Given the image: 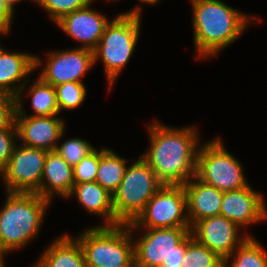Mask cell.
Returning a JSON list of instances; mask_svg holds the SVG:
<instances>
[{
    "mask_svg": "<svg viewBox=\"0 0 267 267\" xmlns=\"http://www.w3.org/2000/svg\"><path fill=\"white\" fill-rule=\"evenodd\" d=\"M184 254H172L164 260L160 267H183Z\"/></svg>",
    "mask_w": 267,
    "mask_h": 267,
    "instance_id": "obj_32",
    "label": "cell"
},
{
    "mask_svg": "<svg viewBox=\"0 0 267 267\" xmlns=\"http://www.w3.org/2000/svg\"><path fill=\"white\" fill-rule=\"evenodd\" d=\"M47 152L16 144L9 162L0 172L5 190L10 193L39 194Z\"/></svg>",
    "mask_w": 267,
    "mask_h": 267,
    "instance_id": "obj_9",
    "label": "cell"
},
{
    "mask_svg": "<svg viewBox=\"0 0 267 267\" xmlns=\"http://www.w3.org/2000/svg\"><path fill=\"white\" fill-rule=\"evenodd\" d=\"M3 256H4V254L0 250V262H5V261H3L4 260Z\"/></svg>",
    "mask_w": 267,
    "mask_h": 267,
    "instance_id": "obj_35",
    "label": "cell"
},
{
    "mask_svg": "<svg viewBox=\"0 0 267 267\" xmlns=\"http://www.w3.org/2000/svg\"><path fill=\"white\" fill-rule=\"evenodd\" d=\"M41 64L42 59L33 54L8 52L0 45V92L16 96L17 101H22L28 82L25 79Z\"/></svg>",
    "mask_w": 267,
    "mask_h": 267,
    "instance_id": "obj_16",
    "label": "cell"
},
{
    "mask_svg": "<svg viewBox=\"0 0 267 267\" xmlns=\"http://www.w3.org/2000/svg\"><path fill=\"white\" fill-rule=\"evenodd\" d=\"M95 149L92 144L82 138H70L57 145L55 152L71 166L78 164L84 157Z\"/></svg>",
    "mask_w": 267,
    "mask_h": 267,
    "instance_id": "obj_26",
    "label": "cell"
},
{
    "mask_svg": "<svg viewBox=\"0 0 267 267\" xmlns=\"http://www.w3.org/2000/svg\"><path fill=\"white\" fill-rule=\"evenodd\" d=\"M126 161L110 148H102L95 181L113 195L125 175Z\"/></svg>",
    "mask_w": 267,
    "mask_h": 267,
    "instance_id": "obj_21",
    "label": "cell"
},
{
    "mask_svg": "<svg viewBox=\"0 0 267 267\" xmlns=\"http://www.w3.org/2000/svg\"><path fill=\"white\" fill-rule=\"evenodd\" d=\"M14 14L5 1L0 0V31L4 34H7L11 30Z\"/></svg>",
    "mask_w": 267,
    "mask_h": 267,
    "instance_id": "obj_31",
    "label": "cell"
},
{
    "mask_svg": "<svg viewBox=\"0 0 267 267\" xmlns=\"http://www.w3.org/2000/svg\"><path fill=\"white\" fill-rule=\"evenodd\" d=\"M239 229L231 220L217 215L197 221L191 227V233L199 243L225 260L249 237L248 234L241 237Z\"/></svg>",
    "mask_w": 267,
    "mask_h": 267,
    "instance_id": "obj_13",
    "label": "cell"
},
{
    "mask_svg": "<svg viewBox=\"0 0 267 267\" xmlns=\"http://www.w3.org/2000/svg\"><path fill=\"white\" fill-rule=\"evenodd\" d=\"M16 96L0 92V129L16 128Z\"/></svg>",
    "mask_w": 267,
    "mask_h": 267,
    "instance_id": "obj_29",
    "label": "cell"
},
{
    "mask_svg": "<svg viewBox=\"0 0 267 267\" xmlns=\"http://www.w3.org/2000/svg\"><path fill=\"white\" fill-rule=\"evenodd\" d=\"M141 7L116 15L104 30L96 48L93 50L94 63L100 58L108 82V90L127 65L137 44L141 25Z\"/></svg>",
    "mask_w": 267,
    "mask_h": 267,
    "instance_id": "obj_4",
    "label": "cell"
},
{
    "mask_svg": "<svg viewBox=\"0 0 267 267\" xmlns=\"http://www.w3.org/2000/svg\"><path fill=\"white\" fill-rule=\"evenodd\" d=\"M144 230L146 233L134 241L136 267H160L172 254H185L191 227Z\"/></svg>",
    "mask_w": 267,
    "mask_h": 267,
    "instance_id": "obj_10",
    "label": "cell"
},
{
    "mask_svg": "<svg viewBox=\"0 0 267 267\" xmlns=\"http://www.w3.org/2000/svg\"><path fill=\"white\" fill-rule=\"evenodd\" d=\"M4 1H5V3L9 6V8H10L13 12H15V8H14L15 3H18V2H20V1H22V0H4ZM30 1H33V2H34V0H30Z\"/></svg>",
    "mask_w": 267,
    "mask_h": 267,
    "instance_id": "obj_33",
    "label": "cell"
},
{
    "mask_svg": "<svg viewBox=\"0 0 267 267\" xmlns=\"http://www.w3.org/2000/svg\"><path fill=\"white\" fill-rule=\"evenodd\" d=\"M34 267H86L82 246L66 233L45 249Z\"/></svg>",
    "mask_w": 267,
    "mask_h": 267,
    "instance_id": "obj_19",
    "label": "cell"
},
{
    "mask_svg": "<svg viewBox=\"0 0 267 267\" xmlns=\"http://www.w3.org/2000/svg\"><path fill=\"white\" fill-rule=\"evenodd\" d=\"M46 56L48 58L38 76L52 86L81 82V77L95 65L93 50L82 47L46 52Z\"/></svg>",
    "mask_w": 267,
    "mask_h": 267,
    "instance_id": "obj_12",
    "label": "cell"
},
{
    "mask_svg": "<svg viewBox=\"0 0 267 267\" xmlns=\"http://www.w3.org/2000/svg\"><path fill=\"white\" fill-rule=\"evenodd\" d=\"M193 39L198 58L215 57L234 43L256 18L220 0H191Z\"/></svg>",
    "mask_w": 267,
    "mask_h": 267,
    "instance_id": "obj_2",
    "label": "cell"
},
{
    "mask_svg": "<svg viewBox=\"0 0 267 267\" xmlns=\"http://www.w3.org/2000/svg\"><path fill=\"white\" fill-rule=\"evenodd\" d=\"M141 1V3H145V4H148V5H154L155 3H158L159 0H139Z\"/></svg>",
    "mask_w": 267,
    "mask_h": 267,
    "instance_id": "obj_34",
    "label": "cell"
},
{
    "mask_svg": "<svg viewBox=\"0 0 267 267\" xmlns=\"http://www.w3.org/2000/svg\"><path fill=\"white\" fill-rule=\"evenodd\" d=\"M93 0H34L41 9L43 8L53 22L59 21L62 17L75 10L84 8Z\"/></svg>",
    "mask_w": 267,
    "mask_h": 267,
    "instance_id": "obj_27",
    "label": "cell"
},
{
    "mask_svg": "<svg viewBox=\"0 0 267 267\" xmlns=\"http://www.w3.org/2000/svg\"><path fill=\"white\" fill-rule=\"evenodd\" d=\"M16 141L17 128L0 129V172L9 162Z\"/></svg>",
    "mask_w": 267,
    "mask_h": 267,
    "instance_id": "obj_30",
    "label": "cell"
},
{
    "mask_svg": "<svg viewBox=\"0 0 267 267\" xmlns=\"http://www.w3.org/2000/svg\"><path fill=\"white\" fill-rule=\"evenodd\" d=\"M128 224L95 226L76 238L82 246L86 267H132L134 237Z\"/></svg>",
    "mask_w": 267,
    "mask_h": 267,
    "instance_id": "obj_5",
    "label": "cell"
},
{
    "mask_svg": "<svg viewBox=\"0 0 267 267\" xmlns=\"http://www.w3.org/2000/svg\"><path fill=\"white\" fill-rule=\"evenodd\" d=\"M31 98L33 116H53L60 114L54 86L44 82L39 76L27 88Z\"/></svg>",
    "mask_w": 267,
    "mask_h": 267,
    "instance_id": "obj_23",
    "label": "cell"
},
{
    "mask_svg": "<svg viewBox=\"0 0 267 267\" xmlns=\"http://www.w3.org/2000/svg\"><path fill=\"white\" fill-rule=\"evenodd\" d=\"M6 193L0 210V250L4 255L24 248L38 235L51 203L37 193Z\"/></svg>",
    "mask_w": 267,
    "mask_h": 267,
    "instance_id": "obj_3",
    "label": "cell"
},
{
    "mask_svg": "<svg viewBox=\"0 0 267 267\" xmlns=\"http://www.w3.org/2000/svg\"><path fill=\"white\" fill-rule=\"evenodd\" d=\"M203 144L198 151L197 179L224 192L249 185L241 162L225 149L221 138H213Z\"/></svg>",
    "mask_w": 267,
    "mask_h": 267,
    "instance_id": "obj_7",
    "label": "cell"
},
{
    "mask_svg": "<svg viewBox=\"0 0 267 267\" xmlns=\"http://www.w3.org/2000/svg\"><path fill=\"white\" fill-rule=\"evenodd\" d=\"M183 186L191 227L204 218L220 215L224 191L201 182L195 176Z\"/></svg>",
    "mask_w": 267,
    "mask_h": 267,
    "instance_id": "obj_17",
    "label": "cell"
},
{
    "mask_svg": "<svg viewBox=\"0 0 267 267\" xmlns=\"http://www.w3.org/2000/svg\"><path fill=\"white\" fill-rule=\"evenodd\" d=\"M224 267H267V252L260 242L249 236L224 260Z\"/></svg>",
    "mask_w": 267,
    "mask_h": 267,
    "instance_id": "obj_22",
    "label": "cell"
},
{
    "mask_svg": "<svg viewBox=\"0 0 267 267\" xmlns=\"http://www.w3.org/2000/svg\"><path fill=\"white\" fill-rule=\"evenodd\" d=\"M5 262H0V267H5Z\"/></svg>",
    "mask_w": 267,
    "mask_h": 267,
    "instance_id": "obj_36",
    "label": "cell"
},
{
    "mask_svg": "<svg viewBox=\"0 0 267 267\" xmlns=\"http://www.w3.org/2000/svg\"><path fill=\"white\" fill-rule=\"evenodd\" d=\"M101 157V149H94L78 164L73 166L74 184L95 182Z\"/></svg>",
    "mask_w": 267,
    "mask_h": 267,
    "instance_id": "obj_28",
    "label": "cell"
},
{
    "mask_svg": "<svg viewBox=\"0 0 267 267\" xmlns=\"http://www.w3.org/2000/svg\"><path fill=\"white\" fill-rule=\"evenodd\" d=\"M59 112L80 107L86 98V88L83 82H66L54 86Z\"/></svg>",
    "mask_w": 267,
    "mask_h": 267,
    "instance_id": "obj_25",
    "label": "cell"
},
{
    "mask_svg": "<svg viewBox=\"0 0 267 267\" xmlns=\"http://www.w3.org/2000/svg\"><path fill=\"white\" fill-rule=\"evenodd\" d=\"M23 101H17L15 125L17 139L22 145L55 151L58 141L65 134L66 124L60 117L27 115L22 106Z\"/></svg>",
    "mask_w": 267,
    "mask_h": 267,
    "instance_id": "obj_11",
    "label": "cell"
},
{
    "mask_svg": "<svg viewBox=\"0 0 267 267\" xmlns=\"http://www.w3.org/2000/svg\"><path fill=\"white\" fill-rule=\"evenodd\" d=\"M74 195L88 213L103 217L105 224L101 226H115L112 194L100 184L96 181L74 184L67 198Z\"/></svg>",
    "mask_w": 267,
    "mask_h": 267,
    "instance_id": "obj_20",
    "label": "cell"
},
{
    "mask_svg": "<svg viewBox=\"0 0 267 267\" xmlns=\"http://www.w3.org/2000/svg\"><path fill=\"white\" fill-rule=\"evenodd\" d=\"M128 225L133 233L139 229L191 227L184 186L164 184Z\"/></svg>",
    "mask_w": 267,
    "mask_h": 267,
    "instance_id": "obj_8",
    "label": "cell"
},
{
    "mask_svg": "<svg viewBox=\"0 0 267 267\" xmlns=\"http://www.w3.org/2000/svg\"><path fill=\"white\" fill-rule=\"evenodd\" d=\"M183 267H224V260L206 246L199 243L190 233L183 258Z\"/></svg>",
    "mask_w": 267,
    "mask_h": 267,
    "instance_id": "obj_24",
    "label": "cell"
},
{
    "mask_svg": "<svg viewBox=\"0 0 267 267\" xmlns=\"http://www.w3.org/2000/svg\"><path fill=\"white\" fill-rule=\"evenodd\" d=\"M163 185L139 155V159L127 167L119 187L112 195L115 226L133 222Z\"/></svg>",
    "mask_w": 267,
    "mask_h": 267,
    "instance_id": "obj_6",
    "label": "cell"
},
{
    "mask_svg": "<svg viewBox=\"0 0 267 267\" xmlns=\"http://www.w3.org/2000/svg\"><path fill=\"white\" fill-rule=\"evenodd\" d=\"M73 185V166L66 163L55 151L47 152L39 195L50 201L54 194L67 198Z\"/></svg>",
    "mask_w": 267,
    "mask_h": 267,
    "instance_id": "obj_18",
    "label": "cell"
},
{
    "mask_svg": "<svg viewBox=\"0 0 267 267\" xmlns=\"http://www.w3.org/2000/svg\"><path fill=\"white\" fill-rule=\"evenodd\" d=\"M147 128L150 147L140 156L163 184H186L196 173L201 145L197 126L171 128L153 121Z\"/></svg>",
    "mask_w": 267,
    "mask_h": 267,
    "instance_id": "obj_1",
    "label": "cell"
},
{
    "mask_svg": "<svg viewBox=\"0 0 267 267\" xmlns=\"http://www.w3.org/2000/svg\"><path fill=\"white\" fill-rule=\"evenodd\" d=\"M264 196L248 185L238 190L225 191L220 215L231 220L240 228L267 220Z\"/></svg>",
    "mask_w": 267,
    "mask_h": 267,
    "instance_id": "obj_14",
    "label": "cell"
},
{
    "mask_svg": "<svg viewBox=\"0 0 267 267\" xmlns=\"http://www.w3.org/2000/svg\"><path fill=\"white\" fill-rule=\"evenodd\" d=\"M93 2L65 15L56 22L57 27L73 40L81 42L82 45L79 47L90 50L96 48L106 25L110 22L105 15L91 9Z\"/></svg>",
    "mask_w": 267,
    "mask_h": 267,
    "instance_id": "obj_15",
    "label": "cell"
}]
</instances>
